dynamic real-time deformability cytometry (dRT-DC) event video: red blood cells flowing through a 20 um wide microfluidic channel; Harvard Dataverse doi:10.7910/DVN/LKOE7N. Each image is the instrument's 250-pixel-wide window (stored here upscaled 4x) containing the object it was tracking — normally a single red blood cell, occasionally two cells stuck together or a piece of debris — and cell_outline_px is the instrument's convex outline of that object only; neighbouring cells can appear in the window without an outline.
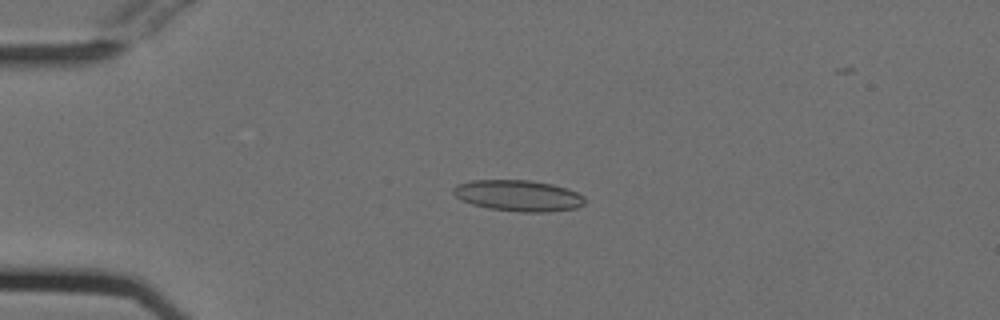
{"species": "Egyptian fruit bat (a non-hibernating species)", "species_latin": "Rousettus aegyptiacus", "temperature_condition": "cold", "stored_images_in_passage": 50, "camera_frame_rate_fps": 3000, "um_per_image_px": 0.085, "animal": {"sex": "female"}, "frame": {"image": 1, "passage_image": 12, "time_ms": 3.667, "image_size_px": [1000, 320], "cell_outline_px": [[584, 204], [576, 208], [548, 212], [520, 212], [488, 208], [472, 204], [460, 200], [452, 192], [452, 188], [456, 184], [472, 180], [528, 180], [552, 184], [568, 188], [584, 196]], "centroid_in_image_um": [44.04, 16.63], "position_along_channel_um": 41.0, "area_um2": 23.99}}
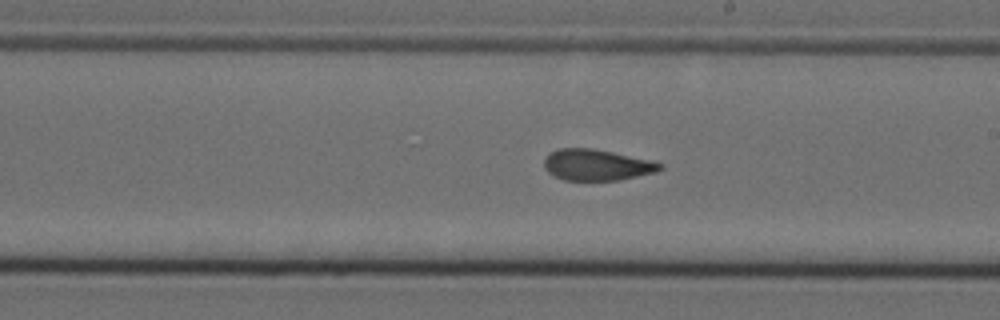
{"frame": {"image": 2, "passage_image": 30, "time_ms": 9.667, "image_size_px": [1000, 320], "cell_outline_px": [[664, 168], [656, 172], [620, 180], [564, 180], [548, 172], [544, 168], [544, 160], [548, 152], [560, 148], [592, 148], [652, 160], [664, 164]], "centroid_in_image_um": [50.74, 14.01], "position_along_channel_um": 238.3, "area_um2": 21.15}}
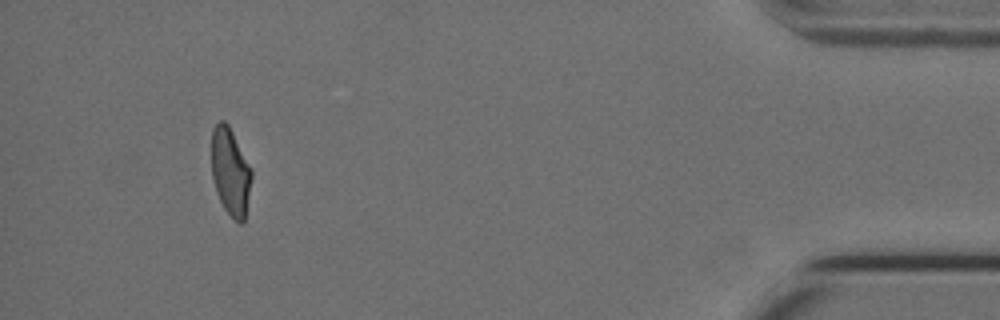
{"frame": {"image": 3, "passage_image": 49, "time_ms": 16.0, "image_size_px": [1000, 320], "cell_outline_px": [[252, 176], [244, 220], [240, 224], [224, 208], [216, 192], [212, 176], [212, 128], [220, 120], [224, 120], [228, 124], [252, 168]], "centroid_in_image_um": [19.58, 14.56], "position_along_channel_um": 415.6, "area_um2": 20.23}}